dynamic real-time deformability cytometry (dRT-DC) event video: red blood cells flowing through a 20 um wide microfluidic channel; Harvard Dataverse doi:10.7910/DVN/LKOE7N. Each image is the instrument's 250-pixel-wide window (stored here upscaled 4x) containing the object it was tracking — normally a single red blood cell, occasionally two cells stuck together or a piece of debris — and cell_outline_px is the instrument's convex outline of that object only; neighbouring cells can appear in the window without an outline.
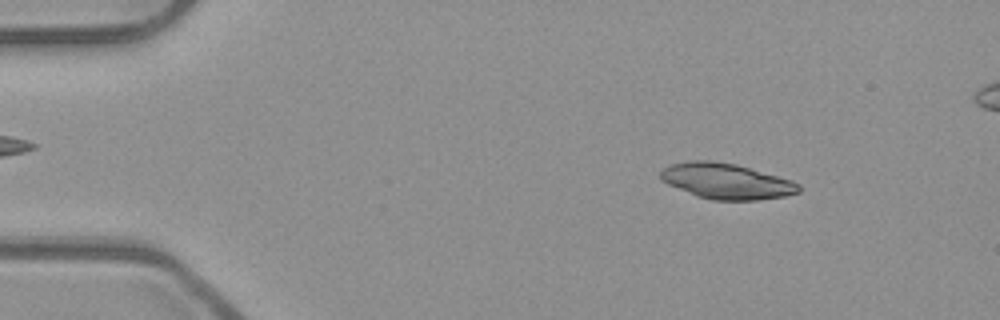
{"species": "common noctule bat (a hibernating species)", "species_latin": "Nyctalus noctula", "temperature_condition": "room temperature", "stored_images_in_passage": 53, "camera_frame_rate_fps": 3000, "um_per_image_px": 0.085, "animal": {"sex": "male", "body_mass_g": 23.1, "forearm_length_mm": 52.7}, "frame": {"image": 1, "passage_image": 8, "time_ms": 2.333, "image_size_px": [1000, 320], "cell_outline_px": [[800, 192], [784, 196], [756, 200], [712, 200], [696, 196], [668, 184], [660, 180], [660, 172], [664, 168], [672, 164], [688, 160], [712, 160], [736, 164], [792, 180], [800, 184]], "centroid_in_image_um": [61.73, 15.39], "position_along_channel_um": 23.3, "area_um2": 28.73}}